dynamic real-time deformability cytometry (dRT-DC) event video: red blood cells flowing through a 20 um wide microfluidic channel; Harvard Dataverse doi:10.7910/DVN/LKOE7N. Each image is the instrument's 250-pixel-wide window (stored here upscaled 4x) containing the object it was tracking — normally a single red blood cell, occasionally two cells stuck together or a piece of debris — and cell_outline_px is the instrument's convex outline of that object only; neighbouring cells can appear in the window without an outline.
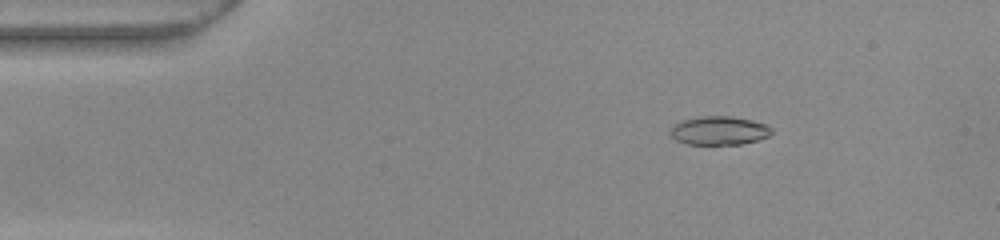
{"species": "common noctule bat (a hibernating species)", "species_latin": "Nyctalus noctula", "temperature_condition": "warm", "stored_images_in_passage": 52, "camera_frame_rate_fps": 3000, "um_per_image_px": 0.085, "animal": {"sex": "female", "body_mass_g": 22.0, "forearm_length_mm": 56.7}, "frame": {"image": 1, "passage_image": 8, "time_ms": 2.333, "image_size_px": [1000, 240], "cell_outline_px": [[772, 132], [768, 136], [756, 140], [740, 144], [688, 144], [676, 140], [672, 136], [672, 128], [676, 124], [684, 120], [700, 116], [732, 116], [752, 120], [768, 124], [772, 128]], "centroid_in_image_um": [61.18, 11.09], "position_along_channel_um": 23.8, "area_um2": 16.7}}
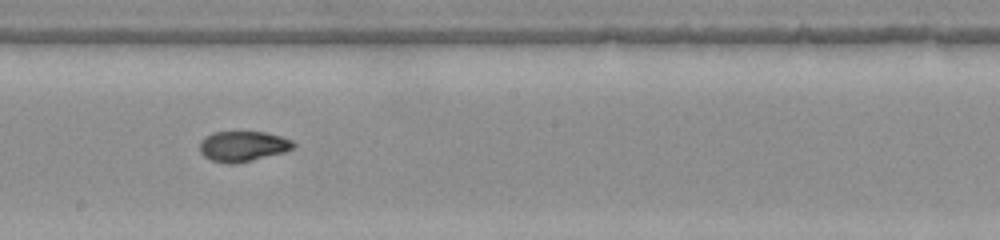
{"frame": {"image": 2, "passage_image": 29, "time_ms": 9.333, "image_size_px": [1000, 240], "cell_outline_px": [[296, 144], [292, 148], [284, 152], [236, 164], [228, 164], [212, 160], [204, 156], [200, 152], [200, 140], [204, 136], [212, 132], [264, 132], [280, 136], [292, 140]], "centroid_in_image_um": [20.62, 12.43], "position_along_channel_um": 227.6, "area_um2": 16.59}}
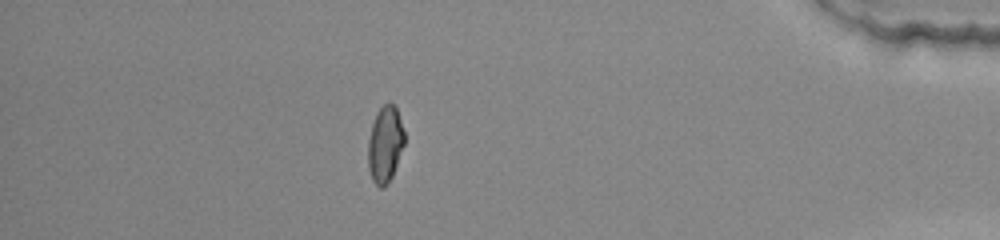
{"frame": {"image": 3, "passage_image": 46, "time_ms": 15.0, "image_size_px": [1000, 240], "cell_outline_px": [[404, 144], [392, 176], [384, 188], [380, 188], [372, 180], [368, 168], [368, 140], [372, 124], [376, 112], [388, 100], [396, 108], [404, 132]], "centroid_in_image_um": [32.71, 12.26], "position_along_channel_um": 402.5, "area_um2": 16.13}, "authors_computed_cell_mechanics": {"area_um2": 16.5886, "velocity_mm_per_s": 3.903, "shape_relaxation_time_tau1_ms": null, "shape_relaxation_time_tau2_ms": 1.54, "deformation_change_tau1": null, "deformation_change_tau2": 0.0496}}